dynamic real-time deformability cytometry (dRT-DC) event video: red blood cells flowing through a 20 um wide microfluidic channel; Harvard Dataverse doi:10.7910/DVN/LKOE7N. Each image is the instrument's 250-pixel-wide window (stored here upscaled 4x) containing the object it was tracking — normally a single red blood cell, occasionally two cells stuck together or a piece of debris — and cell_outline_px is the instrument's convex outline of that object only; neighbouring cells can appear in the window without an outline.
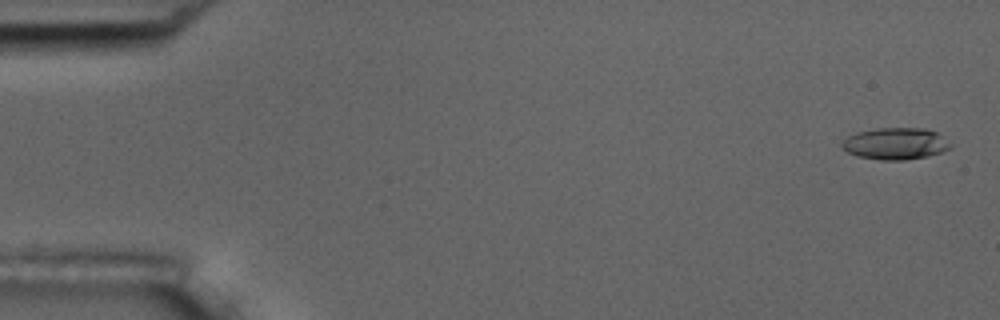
{"species": "common noctule bat (a hibernating species)", "species_latin": "Nyctalus noctula", "temperature_condition": "room temperature", "stored_images_in_passage": 11, "camera_frame_rate_fps": 3000, "um_per_image_px": 0.085, "animal": {"sex": "male", "body_mass_g": 17.5, "forearm_length_mm": 52.3}, "frame": {"image": 1, "passage_image": 1, "time_ms": 0.0, "image_size_px": [1000, 320], "cell_outline_px": [[952, 148], [928, 156], [904, 160], [880, 160], [856, 156], [848, 152], [840, 144], [848, 136], [856, 132], [876, 128], [924, 128], [936, 132], [952, 144]], "centroid_in_image_um": [76.11, 12.21], "position_along_channel_um": 8.9, "area_um2": 20.11}}
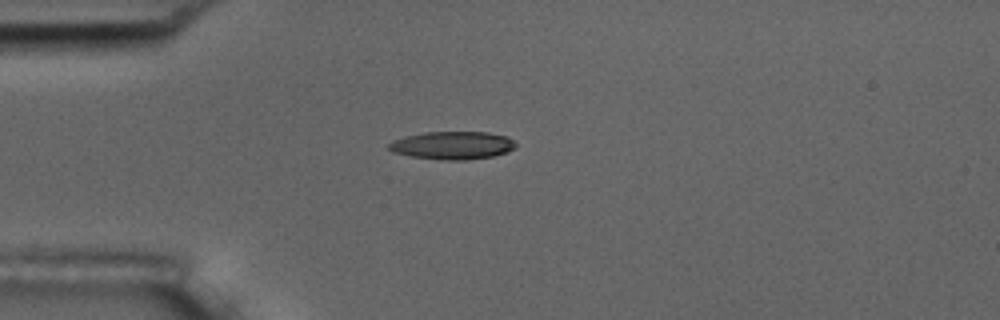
{"frame": {"image": 2, "passage_image": 4, "time_ms": 4.333, "image_size_px": [1000, 320], "cell_outline_px": [[516, 148], [508, 152], [492, 156], [468, 160], [444, 160], [412, 156], [392, 152], [388, 148], [388, 144], [392, 140], [424, 132], [488, 132], [508, 136], [516, 144]], "centroid_in_image_um": [38.49, 12.35], "position_along_channel_um": 46.5, "area_um2": 20.69}}
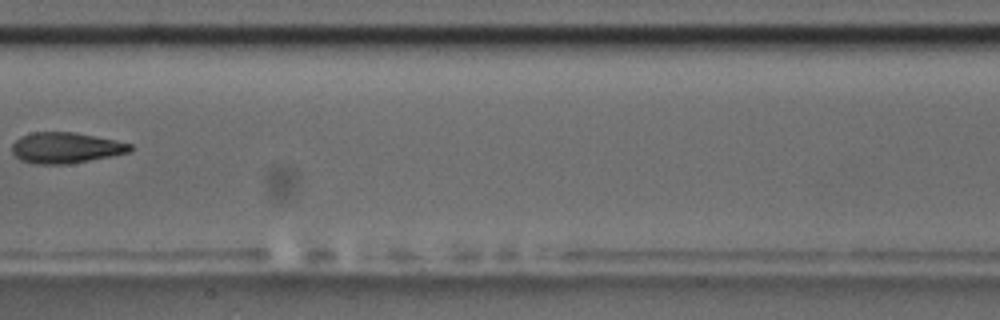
{"frame": {"image": 3, "passage_image": 8, "time_ms": 9.0, "image_size_px": [1000, 320], "cell_outline_px": [[132, 148], [128, 152], [112, 156], [68, 164], [32, 164], [20, 160], [12, 152], [12, 144], [20, 136], [32, 132], [72, 132], [116, 140], [132, 144]], "centroid_in_image_um": [5.56, 12.57], "position_along_channel_um": 201.8, "area_um2": 21.21}}